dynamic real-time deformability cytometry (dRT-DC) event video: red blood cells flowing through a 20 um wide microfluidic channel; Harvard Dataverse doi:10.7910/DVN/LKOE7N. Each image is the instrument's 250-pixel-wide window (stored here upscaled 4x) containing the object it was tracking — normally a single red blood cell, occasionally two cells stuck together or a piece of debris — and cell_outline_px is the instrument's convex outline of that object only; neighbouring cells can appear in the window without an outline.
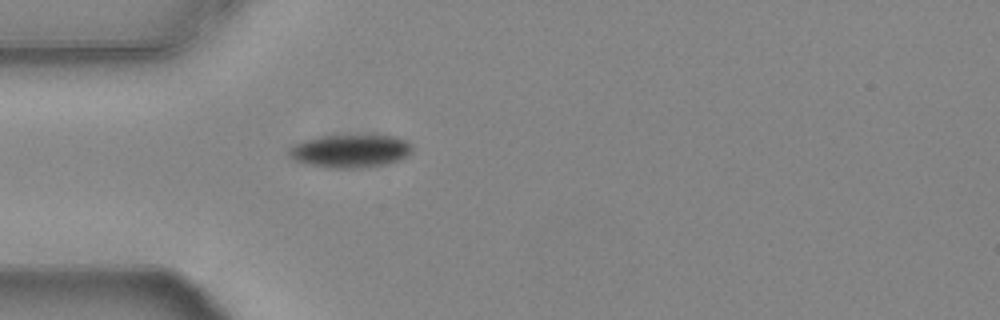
{"species": "common noctule bat (a hibernating species)", "species_latin": "Nyctalus noctula", "temperature_condition": "warm", "stored_images_in_passage": 26, "camera_frame_rate_fps": 3000, "um_per_image_px": 0.085, "animal": {"sex": "female", "body_mass_g": 24.6, "forearm_length_mm": 56.2}, "frame": {"image": 1, "passage_image": 2, "time_ms": 0.333, "image_size_px": [1000, 320], "cell_outline_px": [[412, 152], [408, 156], [400, 160], [380, 164], [344, 168], [340, 168], [300, 164], [292, 160], [288, 156], [288, 148], [292, 144], [304, 140], [324, 136], [396, 136], [408, 140], [412, 144]], "centroid_in_image_um": [29.73, 12.83], "position_along_channel_um": 55.3, "area_um2": 23.64}}
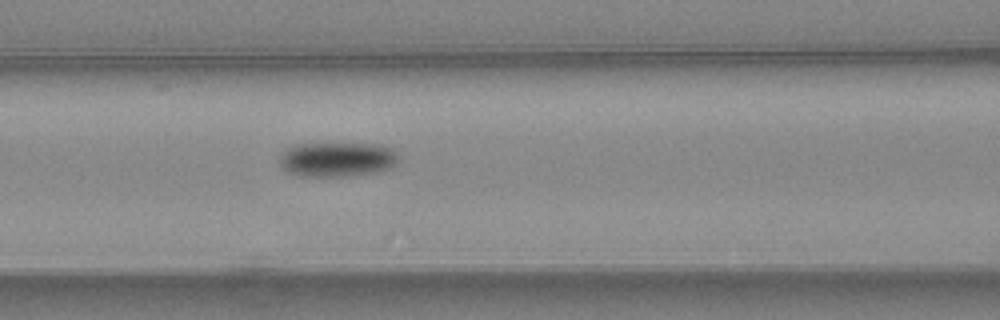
{"frame": {"image": 2, "passage_image": 9, "time_ms": 2.667, "image_size_px": [1000, 320], "cell_outline_px": [[400, 156], [388, 168], [376, 172], [344, 176], [296, 176], [284, 172], [280, 164], [280, 156], [288, 148], [296, 144], [380, 144], [392, 148]], "centroid_in_image_um": [28.61, 13.55], "position_along_channel_um": 138.0, "area_um2": 23.93}}
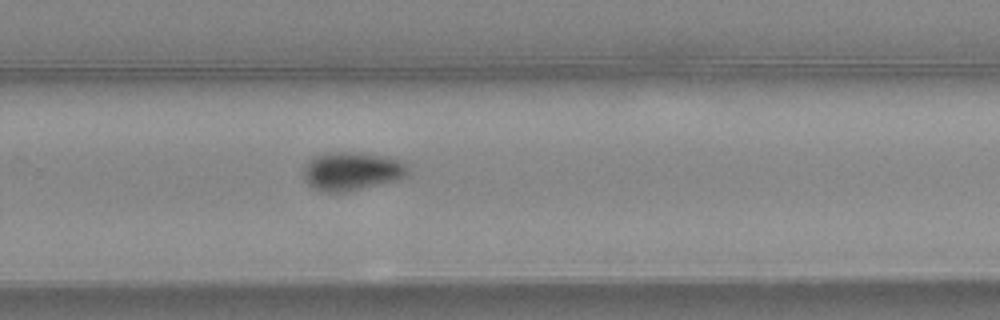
{"frame": {"image": 3, "passage_image": 22, "time_ms": 7.0, "image_size_px": [1000, 320], "cell_outline_px": [[408, 172], [404, 176], [396, 180], [344, 192], [324, 192], [308, 184], [304, 180], [304, 164], [316, 156], [328, 152], [360, 152], [388, 156], [400, 160], [408, 168]], "centroid_in_image_um": [29.88, 14.53], "position_along_channel_um": 299.9, "area_um2": 23.24}}